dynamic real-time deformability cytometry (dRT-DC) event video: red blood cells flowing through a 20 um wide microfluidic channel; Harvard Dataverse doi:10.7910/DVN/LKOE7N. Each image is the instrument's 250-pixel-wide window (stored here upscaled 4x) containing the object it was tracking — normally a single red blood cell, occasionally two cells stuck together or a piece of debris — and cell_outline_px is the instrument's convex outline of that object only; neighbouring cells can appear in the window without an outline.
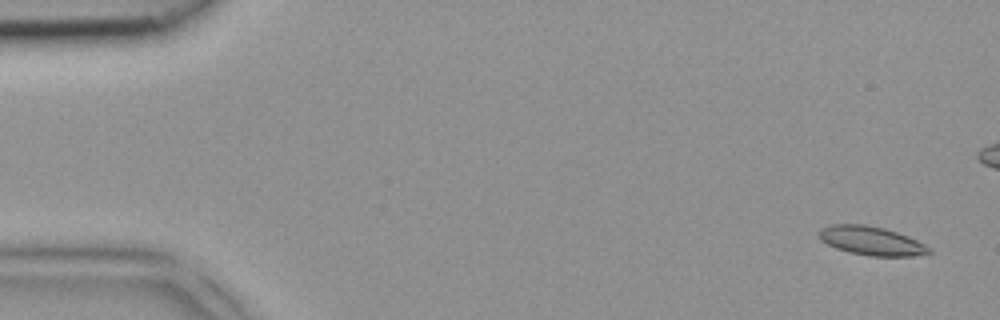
{"species": "common noctule bat (a hibernating species)", "species_latin": "Nyctalus noctula", "temperature_condition": "room temperature", "stored_images_in_passage": 5, "camera_frame_rate_fps": 3000, "um_per_image_px": 0.085, "animal": {"sex": "female", "body_mass_g": 18.4}, "frame": {"image": 1, "passage_image": 1, "time_ms": 0.0, "image_size_px": [1000, 320], "cell_outline_px": [[932, 252], [912, 256], [872, 256], [852, 252], [836, 248], [820, 240], [820, 228], [828, 224], [864, 224], [884, 228], [908, 236], [932, 248]], "centroid_in_image_um": [74.07, 20.46], "position_along_channel_um": 10.9, "area_um2": 18.32}}